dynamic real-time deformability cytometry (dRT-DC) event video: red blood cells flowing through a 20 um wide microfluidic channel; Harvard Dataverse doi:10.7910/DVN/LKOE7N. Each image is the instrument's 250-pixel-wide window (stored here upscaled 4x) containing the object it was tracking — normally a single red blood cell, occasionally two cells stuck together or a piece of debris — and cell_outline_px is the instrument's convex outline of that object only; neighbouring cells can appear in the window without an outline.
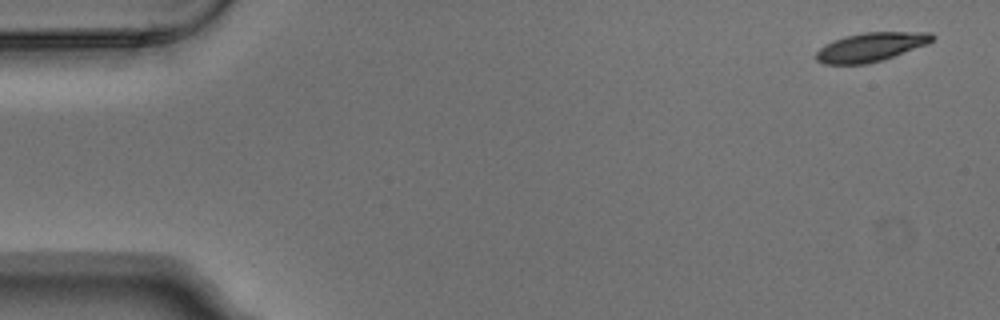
{"species": "Egyptian fruit bat (a non-hibernating species)", "species_latin": "Rousettus aegyptiacus", "temperature_condition": "warm", "stored_images_in_passage": 3, "camera_frame_rate_fps": 3000, "um_per_image_px": 0.085, "animal": {"sex": "male"}, "frame": {"image": 1, "passage_image": 1, "time_ms": 0.0, "image_size_px": [1000, 320], "cell_outline_px": [[936, 36], [928, 44], [868, 64], [824, 64], [816, 60], [812, 56], [824, 44], [844, 36], [864, 32], [932, 32]], "centroid_in_image_um": [73.98, 3.99], "position_along_channel_um": 11.0, "area_um2": 19.59}}
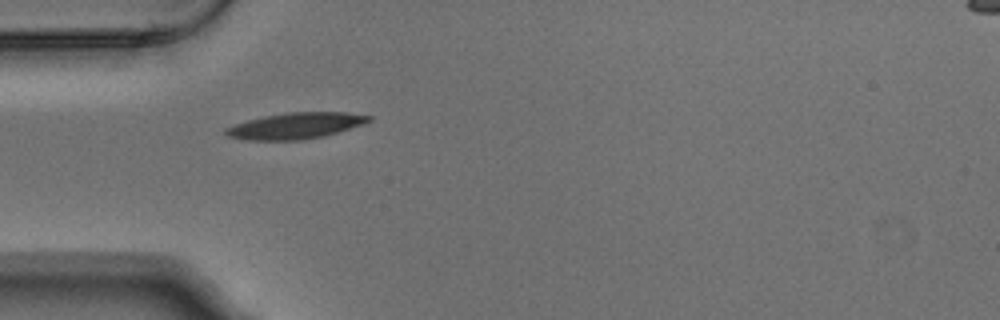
{"frame": {"image": 2, "passage_image": 3, "time_ms": 0.667, "image_size_px": [1000, 320], "cell_outline_px": [[372, 120], [364, 124], [324, 136], [304, 140], [248, 140], [228, 136], [224, 132], [224, 128], [248, 120], [264, 116], [288, 112], [344, 112], [372, 116]], "centroid_in_image_um": [25.14, 10.69], "position_along_channel_um": 59.9, "area_um2": 21.73}}